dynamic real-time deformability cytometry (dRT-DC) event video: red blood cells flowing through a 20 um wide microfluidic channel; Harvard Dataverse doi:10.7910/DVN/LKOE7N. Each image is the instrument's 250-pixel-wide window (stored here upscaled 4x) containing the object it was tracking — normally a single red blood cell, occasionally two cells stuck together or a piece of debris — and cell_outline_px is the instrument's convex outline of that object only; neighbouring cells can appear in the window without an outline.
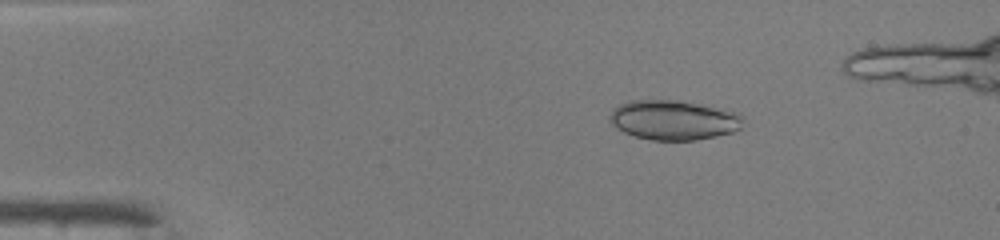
{"species": "common noctule bat (a hibernating species)", "species_latin": "Nyctalus noctula", "temperature_condition": "warm", "stored_images_in_passage": 4, "camera_frame_rate_fps": 3000, "um_per_image_px": 0.085, "animal": {"sex": "male", "body_mass_g": 19.0, "forearm_length_mm": 50.8}, "frame": {"image": 1, "passage_image": 1, "time_ms": 0.0, "image_size_px": [1000, 240], "cell_outline_px": [[744, 116], [740, 128], [732, 132], [716, 136], [696, 140], [652, 140], [636, 136], [624, 132], [616, 128], [608, 120], [608, 116], [612, 108], [620, 104], [632, 100], [680, 100], [740, 112]], "centroid_in_image_um": [57.25, 10.19], "position_along_channel_um": 27.7, "area_um2": 31.1}}